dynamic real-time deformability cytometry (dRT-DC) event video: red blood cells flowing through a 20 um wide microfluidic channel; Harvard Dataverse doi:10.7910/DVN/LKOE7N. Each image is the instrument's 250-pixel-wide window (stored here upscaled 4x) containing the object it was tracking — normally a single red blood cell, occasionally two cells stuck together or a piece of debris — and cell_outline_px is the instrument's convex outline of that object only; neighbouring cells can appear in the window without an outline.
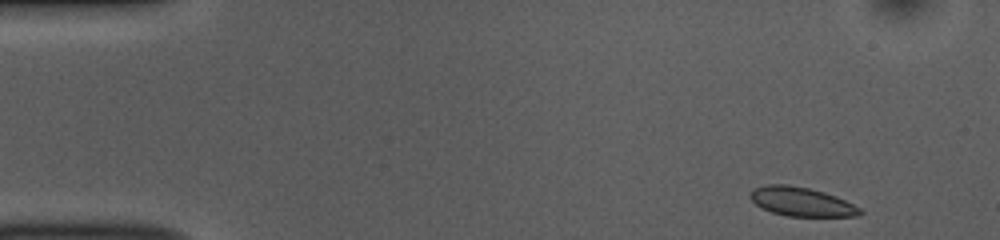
{"species": "common noctule bat (a hibernating species)", "species_latin": "Nyctalus noctula", "temperature_condition": "room temperature", "stored_images_in_passage": 11, "camera_frame_rate_fps": 3000, "um_per_image_px": 0.085, "animal": {"sex": "female", "body_mass_g": 10.0, "forearm_length_mm": 53.1}, "frame": {"image": 1, "passage_image": 1, "time_ms": 0.0, "image_size_px": [1000, 240], "cell_outline_px": [[864, 212], [860, 216], [788, 216], [772, 212], [756, 204], [748, 196], [752, 188], [768, 184], [788, 184], [808, 188], [824, 192], [836, 196], [860, 208]], "centroid_in_image_um": [68.11, 17.14], "position_along_channel_um": 16.9, "area_um2": 18.5}}
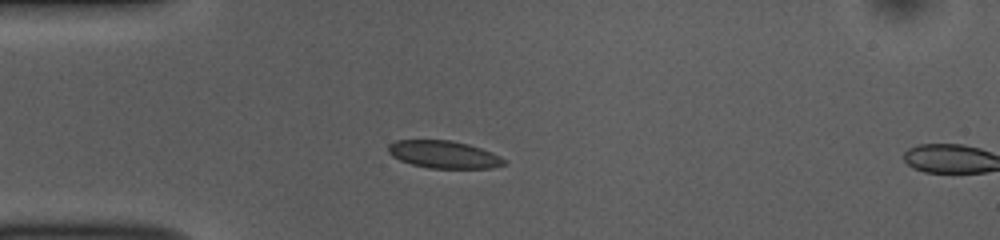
{"frame": {"image": 2, "passage_image": 10, "time_ms": 3.0, "image_size_px": [1000, 240], "cell_outline_px": [[508, 164], [492, 168], [428, 168], [412, 164], [400, 160], [392, 156], [388, 152], [388, 144], [396, 140], [452, 140], [468, 144], [492, 152], [500, 156]], "centroid_in_image_um": [37.73, 13.13], "position_along_channel_um": 47.3, "area_um2": 18.61}}